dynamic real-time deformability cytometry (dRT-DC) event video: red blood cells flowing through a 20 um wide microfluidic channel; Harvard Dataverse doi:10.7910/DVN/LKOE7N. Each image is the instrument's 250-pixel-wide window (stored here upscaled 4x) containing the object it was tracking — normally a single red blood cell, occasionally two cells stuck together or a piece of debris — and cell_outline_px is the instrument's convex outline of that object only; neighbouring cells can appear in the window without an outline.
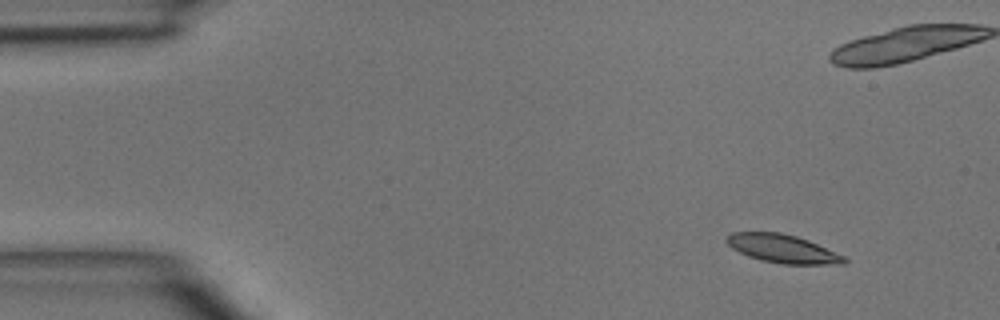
{"species": "common noctule bat (a hibernating species)", "species_latin": "Nyctalus noctula", "temperature_condition": "room temperature", "stored_images_in_passage": 6, "camera_frame_rate_fps": 3000, "um_per_image_px": 0.085, "animal": {"sex": "male", "body_mass_g": 15.6}, "frame": {"image": 1, "passage_image": 1, "time_ms": 0.0, "image_size_px": [1000, 320], "cell_outline_px": [[848, 260], [844, 264], [780, 264], [760, 260], [748, 256], [732, 248], [724, 240], [732, 232], [780, 232], [796, 236], [808, 240], [844, 256]], "centroid_in_image_um": [66.51, 21.14], "position_along_channel_um": 18.5, "area_um2": 19.36}}
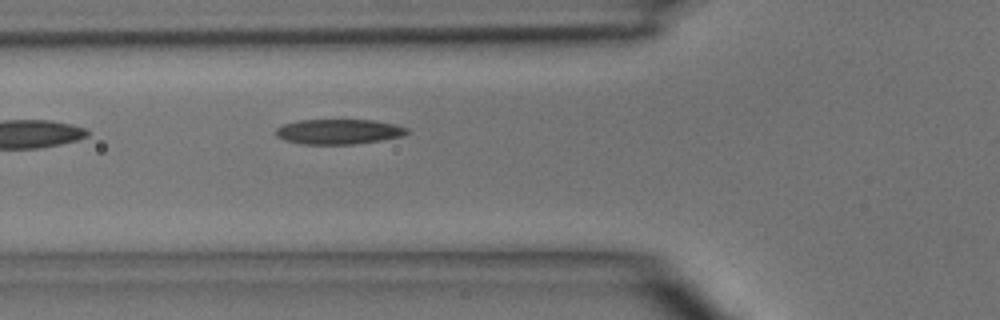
{"frame": {"image": 2, "passage_image": 6, "time_ms": 5.667, "image_size_px": [1000, 320], "cell_outline_px": [[412, 132], [404, 136], [380, 140], [352, 144], [304, 144], [284, 140], [276, 136], [276, 128], [284, 124], [300, 120], [376, 120], [396, 124], [408, 128]], "centroid_in_image_um": [28.85, 11.18], "position_along_channel_um": 97.0, "area_um2": 19.25}}